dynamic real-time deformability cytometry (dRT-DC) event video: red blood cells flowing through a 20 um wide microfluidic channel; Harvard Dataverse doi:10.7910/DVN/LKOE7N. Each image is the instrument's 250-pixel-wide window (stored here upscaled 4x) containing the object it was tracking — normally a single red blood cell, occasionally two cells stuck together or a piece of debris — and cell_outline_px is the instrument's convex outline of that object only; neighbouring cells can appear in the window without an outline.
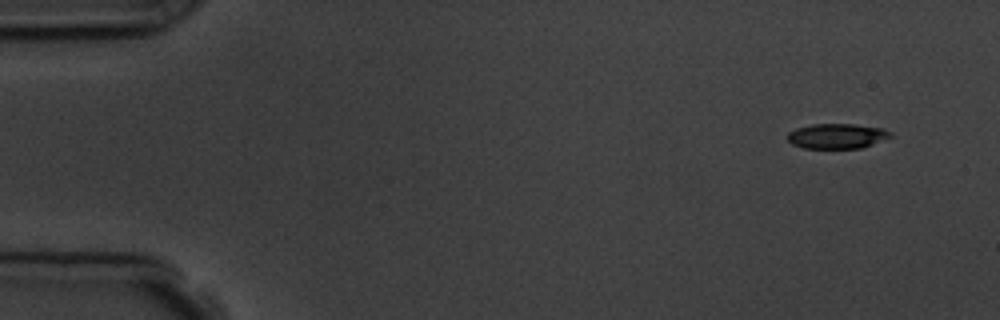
{"species": "common noctule bat (a hibernating species)", "species_latin": "Nyctalus noctula", "temperature_condition": "room temperature", "stored_images_in_passage": 7, "camera_frame_rate_fps": 3000, "um_per_image_px": 0.085, "animal": {"sex": "male", "body_mass_g": 19.5, "forearm_length_mm": 54.6}, "frame": {"image": 1, "passage_image": 1, "time_ms": 0.0, "image_size_px": [1000, 320], "cell_outline_px": [[892, 136], [872, 144], [860, 148], [804, 148], [792, 144], [788, 140], [788, 132], [796, 128], [812, 124], [856, 124], [880, 128], [892, 132]], "centroid_in_image_um": [71.12, 11.56], "position_along_channel_um": 13.9, "area_um2": 14.91}}
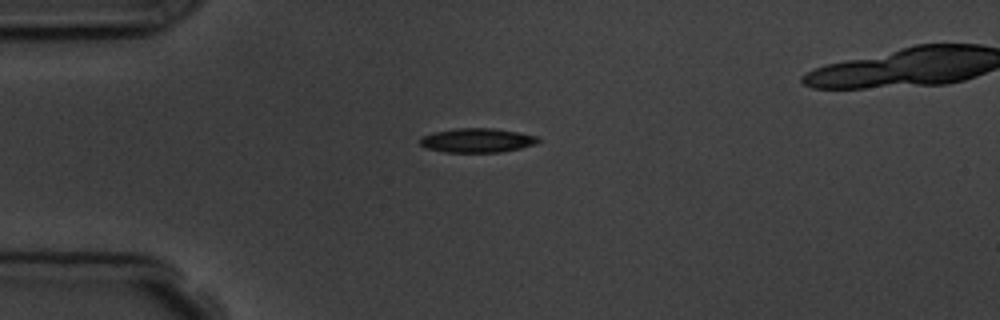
{"frame": {"image": 2, "passage_image": 4, "time_ms": 3.333, "image_size_px": [1000, 320], "cell_outline_px": [[540, 140], [536, 144], [520, 148], [500, 152], [444, 152], [424, 148], [420, 144], [420, 140], [424, 136], [436, 132], [456, 128], [492, 128], [516, 132], [536, 136]], "centroid_in_image_um": [40.55, 11.94], "position_along_channel_um": 44.5, "area_um2": 16.47}}